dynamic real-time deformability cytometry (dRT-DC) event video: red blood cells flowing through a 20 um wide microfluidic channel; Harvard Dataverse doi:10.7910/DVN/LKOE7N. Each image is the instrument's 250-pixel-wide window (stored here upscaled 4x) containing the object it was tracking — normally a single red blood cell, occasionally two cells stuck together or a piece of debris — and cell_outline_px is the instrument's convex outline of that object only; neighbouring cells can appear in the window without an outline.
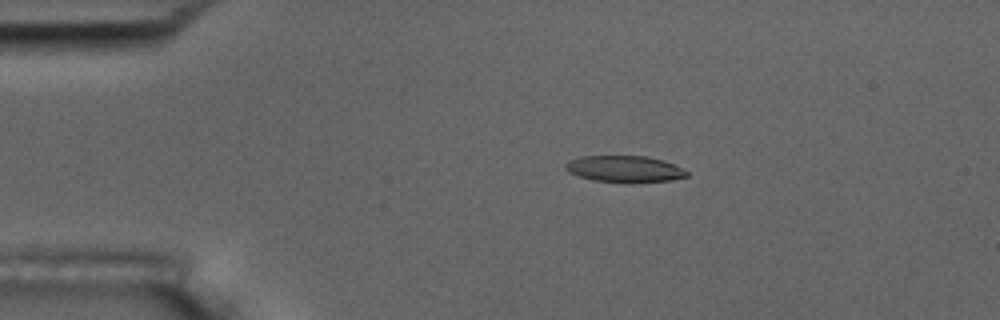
{"species": "common noctule bat (a hibernating species)", "species_latin": "Nyctalus noctula", "temperature_condition": "room temperature", "stored_images_in_passage": 6, "camera_frame_rate_fps": 3000, "um_per_image_px": 0.085, "animal": {"sex": "male", "body_mass_g": 17.5, "forearm_length_mm": 52.3}, "frame": {"image": 1, "passage_image": 3, "time_ms": 2.333, "image_size_px": [1000, 320], "cell_outline_px": [[688, 176], [672, 180], [632, 184], [592, 180], [568, 172], [564, 168], [564, 164], [568, 160], [580, 156], [648, 156], [664, 160], [688, 172]], "centroid_in_image_um": [53.06, 14.38], "position_along_channel_um": 31.9, "area_um2": 19.13}}
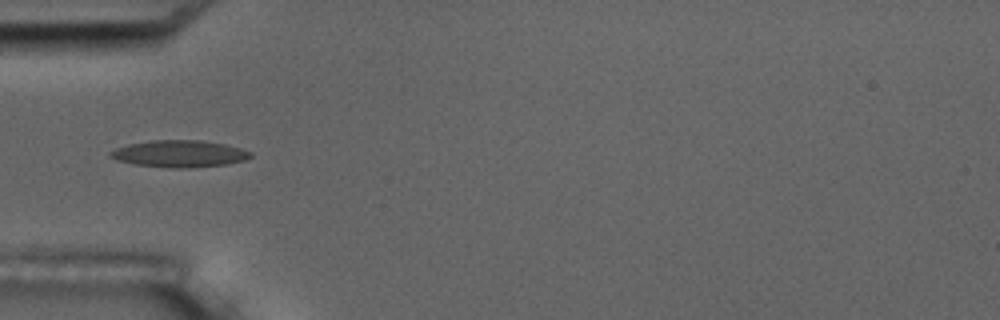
{"frame": {"image": 2, "passage_image": 5, "time_ms": 4.667, "image_size_px": [1000, 320], "cell_outline_px": [[252, 156], [244, 160], [228, 164], [188, 168], [172, 168], [136, 164], [116, 160], [108, 156], [108, 152], [116, 148], [128, 144], [152, 140], [200, 140], [224, 144], [240, 148], [252, 152]], "centroid_in_image_um": [15.24, 13.07], "position_along_channel_um": 69.8, "area_um2": 21.96}}